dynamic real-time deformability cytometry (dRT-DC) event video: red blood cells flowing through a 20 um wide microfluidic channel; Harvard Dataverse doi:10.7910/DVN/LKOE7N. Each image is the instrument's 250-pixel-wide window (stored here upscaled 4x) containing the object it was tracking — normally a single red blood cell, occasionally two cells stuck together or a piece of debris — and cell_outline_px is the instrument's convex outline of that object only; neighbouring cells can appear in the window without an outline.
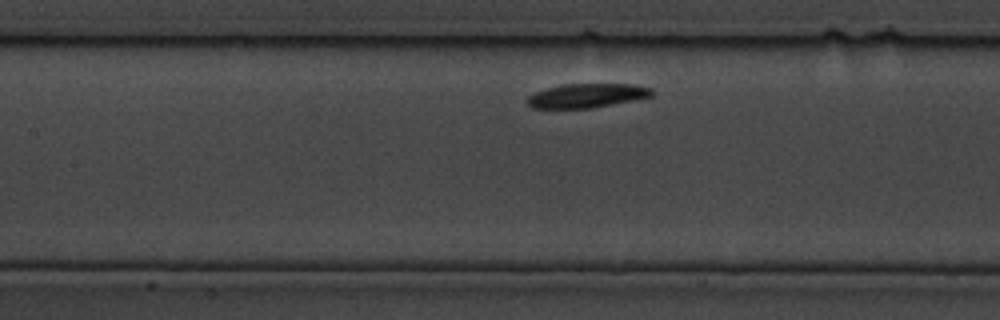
{"species": "common noctule bat (a hibernating species)", "species_latin": "Nyctalus noctula", "temperature_condition": "cold", "stored_images_in_passage": 8, "segment_of_instrument_passage": [2, 2], "camera_frame_rate_fps": 3000, "um_per_image_px": 0.085, "animal": {"sex": "male", "body_mass_g": 19.5, "forearm_length_mm": 54.6}, "frame": {"image": 1, "passage_image": 8, "time_ms": 2.333, "image_size_px": [1000, 320], "cell_outline_px": [[652, 96], [612, 104], [588, 108], [532, 108], [528, 104], [528, 96], [544, 88], [564, 84], [632, 84], [652, 88]], "centroid_in_image_um": [49.86, 8.12], "position_along_channel_um": 157.5, "area_um2": 17.28}}